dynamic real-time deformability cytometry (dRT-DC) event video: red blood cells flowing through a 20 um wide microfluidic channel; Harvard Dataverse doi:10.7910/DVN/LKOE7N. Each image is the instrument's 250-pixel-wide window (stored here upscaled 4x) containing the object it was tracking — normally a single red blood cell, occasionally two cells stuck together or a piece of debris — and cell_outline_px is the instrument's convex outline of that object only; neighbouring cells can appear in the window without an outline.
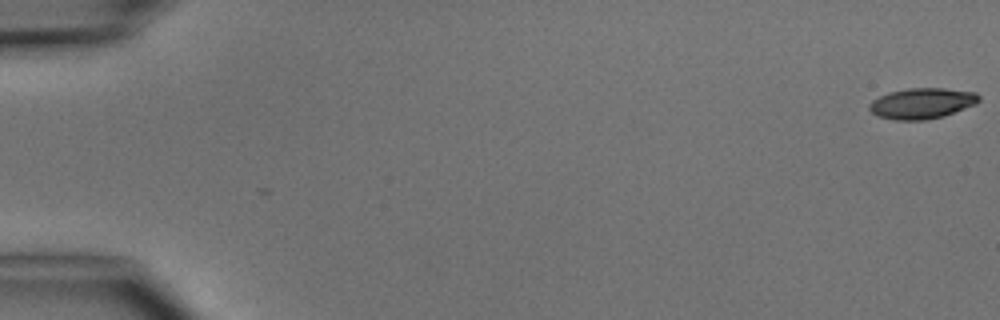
{"species": "common noctule bat (a hibernating species)", "species_latin": "Nyctalus noctula", "temperature_condition": "cold", "stored_images_in_passage": 3, "camera_frame_rate_fps": 3000, "um_per_image_px": 0.085, "animal": {"sex": "male", "body_mass_g": 15.6}, "frame": {"image": 1, "passage_image": 1, "time_ms": 0.0, "image_size_px": [1000, 320], "cell_outline_px": [[980, 100], [976, 104], [944, 116], [924, 120], [896, 120], [876, 116], [868, 108], [868, 104], [872, 100], [888, 92], [908, 88], [944, 88], [976, 92], [980, 96]], "centroid_in_image_um": [78.36, 8.78], "position_along_channel_um": 6.6, "area_um2": 19.77}}